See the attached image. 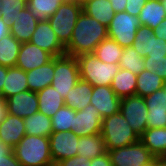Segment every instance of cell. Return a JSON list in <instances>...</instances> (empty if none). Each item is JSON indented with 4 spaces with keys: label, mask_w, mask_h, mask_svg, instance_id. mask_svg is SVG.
I'll list each match as a JSON object with an SVG mask.
<instances>
[{
    "label": "cell",
    "mask_w": 166,
    "mask_h": 166,
    "mask_svg": "<svg viewBox=\"0 0 166 166\" xmlns=\"http://www.w3.org/2000/svg\"><path fill=\"white\" fill-rule=\"evenodd\" d=\"M108 38V28L83 11L78 16L69 44L65 47L66 55L78 57L93 53L97 45Z\"/></svg>",
    "instance_id": "obj_1"
},
{
    "label": "cell",
    "mask_w": 166,
    "mask_h": 166,
    "mask_svg": "<svg viewBox=\"0 0 166 166\" xmlns=\"http://www.w3.org/2000/svg\"><path fill=\"white\" fill-rule=\"evenodd\" d=\"M16 159L23 166H47L53 162L49 137L25 135L13 148Z\"/></svg>",
    "instance_id": "obj_2"
},
{
    "label": "cell",
    "mask_w": 166,
    "mask_h": 166,
    "mask_svg": "<svg viewBox=\"0 0 166 166\" xmlns=\"http://www.w3.org/2000/svg\"><path fill=\"white\" fill-rule=\"evenodd\" d=\"M101 135L106 151L128 146L139 140L124 116L119 112L102 119Z\"/></svg>",
    "instance_id": "obj_3"
},
{
    "label": "cell",
    "mask_w": 166,
    "mask_h": 166,
    "mask_svg": "<svg viewBox=\"0 0 166 166\" xmlns=\"http://www.w3.org/2000/svg\"><path fill=\"white\" fill-rule=\"evenodd\" d=\"M79 64L80 79L89 82L92 86H111L113 77L120 70L117 63H105L99 60L94 53L76 57Z\"/></svg>",
    "instance_id": "obj_4"
},
{
    "label": "cell",
    "mask_w": 166,
    "mask_h": 166,
    "mask_svg": "<svg viewBox=\"0 0 166 166\" xmlns=\"http://www.w3.org/2000/svg\"><path fill=\"white\" fill-rule=\"evenodd\" d=\"M81 12V3L65 0L56 12L47 19L64 47L71 40L73 29Z\"/></svg>",
    "instance_id": "obj_5"
},
{
    "label": "cell",
    "mask_w": 166,
    "mask_h": 166,
    "mask_svg": "<svg viewBox=\"0 0 166 166\" xmlns=\"http://www.w3.org/2000/svg\"><path fill=\"white\" fill-rule=\"evenodd\" d=\"M80 80L78 60L74 56L54 57V77L51 86L65 99L70 89Z\"/></svg>",
    "instance_id": "obj_6"
},
{
    "label": "cell",
    "mask_w": 166,
    "mask_h": 166,
    "mask_svg": "<svg viewBox=\"0 0 166 166\" xmlns=\"http://www.w3.org/2000/svg\"><path fill=\"white\" fill-rule=\"evenodd\" d=\"M139 17L125 11L115 12L108 28V38L115 40L121 47L132 46L140 27Z\"/></svg>",
    "instance_id": "obj_7"
},
{
    "label": "cell",
    "mask_w": 166,
    "mask_h": 166,
    "mask_svg": "<svg viewBox=\"0 0 166 166\" xmlns=\"http://www.w3.org/2000/svg\"><path fill=\"white\" fill-rule=\"evenodd\" d=\"M107 152L112 166H142L155 158L140 140Z\"/></svg>",
    "instance_id": "obj_8"
},
{
    "label": "cell",
    "mask_w": 166,
    "mask_h": 166,
    "mask_svg": "<svg viewBox=\"0 0 166 166\" xmlns=\"http://www.w3.org/2000/svg\"><path fill=\"white\" fill-rule=\"evenodd\" d=\"M119 111L139 137L148 128V109L144 97L133 95L121 98Z\"/></svg>",
    "instance_id": "obj_9"
},
{
    "label": "cell",
    "mask_w": 166,
    "mask_h": 166,
    "mask_svg": "<svg viewBox=\"0 0 166 166\" xmlns=\"http://www.w3.org/2000/svg\"><path fill=\"white\" fill-rule=\"evenodd\" d=\"M132 47L143 58L166 56V40L157 38L153 30L147 26L138 27Z\"/></svg>",
    "instance_id": "obj_10"
},
{
    "label": "cell",
    "mask_w": 166,
    "mask_h": 166,
    "mask_svg": "<svg viewBox=\"0 0 166 166\" xmlns=\"http://www.w3.org/2000/svg\"><path fill=\"white\" fill-rule=\"evenodd\" d=\"M79 136L71 131L52 132L49 136L50 154L53 162L77 155Z\"/></svg>",
    "instance_id": "obj_11"
},
{
    "label": "cell",
    "mask_w": 166,
    "mask_h": 166,
    "mask_svg": "<svg viewBox=\"0 0 166 166\" xmlns=\"http://www.w3.org/2000/svg\"><path fill=\"white\" fill-rule=\"evenodd\" d=\"M29 42L50 53L53 57L66 54L65 47L58 40L48 20H42L37 23Z\"/></svg>",
    "instance_id": "obj_12"
},
{
    "label": "cell",
    "mask_w": 166,
    "mask_h": 166,
    "mask_svg": "<svg viewBox=\"0 0 166 166\" xmlns=\"http://www.w3.org/2000/svg\"><path fill=\"white\" fill-rule=\"evenodd\" d=\"M119 98L111 86H93L91 102L102 116V119L111 116L120 110Z\"/></svg>",
    "instance_id": "obj_13"
},
{
    "label": "cell",
    "mask_w": 166,
    "mask_h": 166,
    "mask_svg": "<svg viewBox=\"0 0 166 166\" xmlns=\"http://www.w3.org/2000/svg\"><path fill=\"white\" fill-rule=\"evenodd\" d=\"M54 57L30 42H23L20 46L19 54L16 61V67L25 72L45 65Z\"/></svg>",
    "instance_id": "obj_14"
},
{
    "label": "cell",
    "mask_w": 166,
    "mask_h": 166,
    "mask_svg": "<svg viewBox=\"0 0 166 166\" xmlns=\"http://www.w3.org/2000/svg\"><path fill=\"white\" fill-rule=\"evenodd\" d=\"M102 116L100 112L89 104L81 111H76L74 121V133L77 136H89L101 133Z\"/></svg>",
    "instance_id": "obj_15"
},
{
    "label": "cell",
    "mask_w": 166,
    "mask_h": 166,
    "mask_svg": "<svg viewBox=\"0 0 166 166\" xmlns=\"http://www.w3.org/2000/svg\"><path fill=\"white\" fill-rule=\"evenodd\" d=\"M147 104V127L165 128L166 127V91L161 89L144 97Z\"/></svg>",
    "instance_id": "obj_16"
},
{
    "label": "cell",
    "mask_w": 166,
    "mask_h": 166,
    "mask_svg": "<svg viewBox=\"0 0 166 166\" xmlns=\"http://www.w3.org/2000/svg\"><path fill=\"white\" fill-rule=\"evenodd\" d=\"M6 102L8 113L23 119L38 112L37 94L30 90L8 97Z\"/></svg>",
    "instance_id": "obj_17"
},
{
    "label": "cell",
    "mask_w": 166,
    "mask_h": 166,
    "mask_svg": "<svg viewBox=\"0 0 166 166\" xmlns=\"http://www.w3.org/2000/svg\"><path fill=\"white\" fill-rule=\"evenodd\" d=\"M25 135L24 119L7 113L6 118L0 123V140L14 148Z\"/></svg>",
    "instance_id": "obj_18"
},
{
    "label": "cell",
    "mask_w": 166,
    "mask_h": 166,
    "mask_svg": "<svg viewBox=\"0 0 166 166\" xmlns=\"http://www.w3.org/2000/svg\"><path fill=\"white\" fill-rule=\"evenodd\" d=\"M38 22L39 20L26 7L19 12L14 24L10 26L11 35L21 43L29 42Z\"/></svg>",
    "instance_id": "obj_19"
},
{
    "label": "cell",
    "mask_w": 166,
    "mask_h": 166,
    "mask_svg": "<svg viewBox=\"0 0 166 166\" xmlns=\"http://www.w3.org/2000/svg\"><path fill=\"white\" fill-rule=\"evenodd\" d=\"M38 97V111L52 118L55 113L65 105L63 96L50 86L36 92Z\"/></svg>",
    "instance_id": "obj_20"
},
{
    "label": "cell",
    "mask_w": 166,
    "mask_h": 166,
    "mask_svg": "<svg viewBox=\"0 0 166 166\" xmlns=\"http://www.w3.org/2000/svg\"><path fill=\"white\" fill-rule=\"evenodd\" d=\"M139 140L156 158H166V127L147 128Z\"/></svg>",
    "instance_id": "obj_21"
},
{
    "label": "cell",
    "mask_w": 166,
    "mask_h": 166,
    "mask_svg": "<svg viewBox=\"0 0 166 166\" xmlns=\"http://www.w3.org/2000/svg\"><path fill=\"white\" fill-rule=\"evenodd\" d=\"M26 75L28 89L32 92H38L50 86L54 77V58L45 65L27 71Z\"/></svg>",
    "instance_id": "obj_22"
},
{
    "label": "cell",
    "mask_w": 166,
    "mask_h": 166,
    "mask_svg": "<svg viewBox=\"0 0 166 166\" xmlns=\"http://www.w3.org/2000/svg\"><path fill=\"white\" fill-rule=\"evenodd\" d=\"M93 86L82 79H80L70 92L66 95L64 103L73 110L81 111L91 102V93Z\"/></svg>",
    "instance_id": "obj_23"
},
{
    "label": "cell",
    "mask_w": 166,
    "mask_h": 166,
    "mask_svg": "<svg viewBox=\"0 0 166 166\" xmlns=\"http://www.w3.org/2000/svg\"><path fill=\"white\" fill-rule=\"evenodd\" d=\"M27 90L29 89L26 72L16 66L8 67L0 96L6 100L8 97Z\"/></svg>",
    "instance_id": "obj_24"
},
{
    "label": "cell",
    "mask_w": 166,
    "mask_h": 166,
    "mask_svg": "<svg viewBox=\"0 0 166 166\" xmlns=\"http://www.w3.org/2000/svg\"><path fill=\"white\" fill-rule=\"evenodd\" d=\"M82 11L106 27L109 26L115 15L110 0H86L82 4Z\"/></svg>",
    "instance_id": "obj_25"
},
{
    "label": "cell",
    "mask_w": 166,
    "mask_h": 166,
    "mask_svg": "<svg viewBox=\"0 0 166 166\" xmlns=\"http://www.w3.org/2000/svg\"><path fill=\"white\" fill-rule=\"evenodd\" d=\"M165 18L166 12L161 0H147L140 11L139 22L140 25L147 26L154 30L160 26Z\"/></svg>",
    "instance_id": "obj_26"
},
{
    "label": "cell",
    "mask_w": 166,
    "mask_h": 166,
    "mask_svg": "<svg viewBox=\"0 0 166 166\" xmlns=\"http://www.w3.org/2000/svg\"><path fill=\"white\" fill-rule=\"evenodd\" d=\"M137 75L120 68L113 77L111 88L119 98L136 95Z\"/></svg>",
    "instance_id": "obj_27"
},
{
    "label": "cell",
    "mask_w": 166,
    "mask_h": 166,
    "mask_svg": "<svg viewBox=\"0 0 166 166\" xmlns=\"http://www.w3.org/2000/svg\"><path fill=\"white\" fill-rule=\"evenodd\" d=\"M106 152L104 139L101 133L79 137L77 154L89 159H93Z\"/></svg>",
    "instance_id": "obj_28"
},
{
    "label": "cell",
    "mask_w": 166,
    "mask_h": 166,
    "mask_svg": "<svg viewBox=\"0 0 166 166\" xmlns=\"http://www.w3.org/2000/svg\"><path fill=\"white\" fill-rule=\"evenodd\" d=\"M24 127L27 135L49 137L53 132L51 118L39 111L24 118Z\"/></svg>",
    "instance_id": "obj_29"
},
{
    "label": "cell",
    "mask_w": 166,
    "mask_h": 166,
    "mask_svg": "<svg viewBox=\"0 0 166 166\" xmlns=\"http://www.w3.org/2000/svg\"><path fill=\"white\" fill-rule=\"evenodd\" d=\"M165 81L156 73L142 70L137 75L136 95L146 97L164 87Z\"/></svg>",
    "instance_id": "obj_30"
},
{
    "label": "cell",
    "mask_w": 166,
    "mask_h": 166,
    "mask_svg": "<svg viewBox=\"0 0 166 166\" xmlns=\"http://www.w3.org/2000/svg\"><path fill=\"white\" fill-rule=\"evenodd\" d=\"M124 51L115 40L106 38L101 41L94 50V55L105 63H119Z\"/></svg>",
    "instance_id": "obj_31"
},
{
    "label": "cell",
    "mask_w": 166,
    "mask_h": 166,
    "mask_svg": "<svg viewBox=\"0 0 166 166\" xmlns=\"http://www.w3.org/2000/svg\"><path fill=\"white\" fill-rule=\"evenodd\" d=\"M21 42L11 34L0 40V65L6 67L16 66Z\"/></svg>",
    "instance_id": "obj_32"
},
{
    "label": "cell",
    "mask_w": 166,
    "mask_h": 166,
    "mask_svg": "<svg viewBox=\"0 0 166 166\" xmlns=\"http://www.w3.org/2000/svg\"><path fill=\"white\" fill-rule=\"evenodd\" d=\"M65 0H27V7L39 21L51 17Z\"/></svg>",
    "instance_id": "obj_33"
},
{
    "label": "cell",
    "mask_w": 166,
    "mask_h": 166,
    "mask_svg": "<svg viewBox=\"0 0 166 166\" xmlns=\"http://www.w3.org/2000/svg\"><path fill=\"white\" fill-rule=\"evenodd\" d=\"M76 110H73L69 106L64 105L61 107L54 116H52V128L53 132H73Z\"/></svg>",
    "instance_id": "obj_34"
},
{
    "label": "cell",
    "mask_w": 166,
    "mask_h": 166,
    "mask_svg": "<svg viewBox=\"0 0 166 166\" xmlns=\"http://www.w3.org/2000/svg\"><path fill=\"white\" fill-rule=\"evenodd\" d=\"M118 64L120 68L129 70L135 75H138L145 67L144 58L132 46L124 47Z\"/></svg>",
    "instance_id": "obj_35"
},
{
    "label": "cell",
    "mask_w": 166,
    "mask_h": 166,
    "mask_svg": "<svg viewBox=\"0 0 166 166\" xmlns=\"http://www.w3.org/2000/svg\"><path fill=\"white\" fill-rule=\"evenodd\" d=\"M26 7L27 0H0V17L11 26L19 12Z\"/></svg>",
    "instance_id": "obj_36"
},
{
    "label": "cell",
    "mask_w": 166,
    "mask_h": 166,
    "mask_svg": "<svg viewBox=\"0 0 166 166\" xmlns=\"http://www.w3.org/2000/svg\"><path fill=\"white\" fill-rule=\"evenodd\" d=\"M144 69L156 73L164 81H166V57H151L144 58Z\"/></svg>",
    "instance_id": "obj_37"
},
{
    "label": "cell",
    "mask_w": 166,
    "mask_h": 166,
    "mask_svg": "<svg viewBox=\"0 0 166 166\" xmlns=\"http://www.w3.org/2000/svg\"><path fill=\"white\" fill-rule=\"evenodd\" d=\"M0 166H23L14 156L13 148L0 140Z\"/></svg>",
    "instance_id": "obj_38"
},
{
    "label": "cell",
    "mask_w": 166,
    "mask_h": 166,
    "mask_svg": "<svg viewBox=\"0 0 166 166\" xmlns=\"http://www.w3.org/2000/svg\"><path fill=\"white\" fill-rule=\"evenodd\" d=\"M57 166H90L91 159L78 154L71 158H66L56 163Z\"/></svg>",
    "instance_id": "obj_39"
},
{
    "label": "cell",
    "mask_w": 166,
    "mask_h": 166,
    "mask_svg": "<svg viewBox=\"0 0 166 166\" xmlns=\"http://www.w3.org/2000/svg\"><path fill=\"white\" fill-rule=\"evenodd\" d=\"M147 0H127L125 12L139 17L140 11L144 7Z\"/></svg>",
    "instance_id": "obj_40"
},
{
    "label": "cell",
    "mask_w": 166,
    "mask_h": 166,
    "mask_svg": "<svg viewBox=\"0 0 166 166\" xmlns=\"http://www.w3.org/2000/svg\"><path fill=\"white\" fill-rule=\"evenodd\" d=\"M90 166H112L108 152L93 158Z\"/></svg>",
    "instance_id": "obj_41"
},
{
    "label": "cell",
    "mask_w": 166,
    "mask_h": 166,
    "mask_svg": "<svg viewBox=\"0 0 166 166\" xmlns=\"http://www.w3.org/2000/svg\"><path fill=\"white\" fill-rule=\"evenodd\" d=\"M155 36L166 40V18L161 22L160 26L153 30Z\"/></svg>",
    "instance_id": "obj_42"
},
{
    "label": "cell",
    "mask_w": 166,
    "mask_h": 166,
    "mask_svg": "<svg viewBox=\"0 0 166 166\" xmlns=\"http://www.w3.org/2000/svg\"><path fill=\"white\" fill-rule=\"evenodd\" d=\"M110 2L115 12L125 11L127 0H110Z\"/></svg>",
    "instance_id": "obj_43"
},
{
    "label": "cell",
    "mask_w": 166,
    "mask_h": 166,
    "mask_svg": "<svg viewBox=\"0 0 166 166\" xmlns=\"http://www.w3.org/2000/svg\"><path fill=\"white\" fill-rule=\"evenodd\" d=\"M10 34V26L0 17V40Z\"/></svg>",
    "instance_id": "obj_44"
},
{
    "label": "cell",
    "mask_w": 166,
    "mask_h": 166,
    "mask_svg": "<svg viewBox=\"0 0 166 166\" xmlns=\"http://www.w3.org/2000/svg\"><path fill=\"white\" fill-rule=\"evenodd\" d=\"M7 113V102L0 96V123L6 118Z\"/></svg>",
    "instance_id": "obj_45"
},
{
    "label": "cell",
    "mask_w": 166,
    "mask_h": 166,
    "mask_svg": "<svg viewBox=\"0 0 166 166\" xmlns=\"http://www.w3.org/2000/svg\"><path fill=\"white\" fill-rule=\"evenodd\" d=\"M8 67L0 65V95L2 94L3 84L6 79Z\"/></svg>",
    "instance_id": "obj_46"
},
{
    "label": "cell",
    "mask_w": 166,
    "mask_h": 166,
    "mask_svg": "<svg viewBox=\"0 0 166 166\" xmlns=\"http://www.w3.org/2000/svg\"><path fill=\"white\" fill-rule=\"evenodd\" d=\"M156 166H166V158H156Z\"/></svg>",
    "instance_id": "obj_47"
},
{
    "label": "cell",
    "mask_w": 166,
    "mask_h": 166,
    "mask_svg": "<svg viewBox=\"0 0 166 166\" xmlns=\"http://www.w3.org/2000/svg\"><path fill=\"white\" fill-rule=\"evenodd\" d=\"M142 166H156V157L151 162L144 164Z\"/></svg>",
    "instance_id": "obj_48"
},
{
    "label": "cell",
    "mask_w": 166,
    "mask_h": 166,
    "mask_svg": "<svg viewBox=\"0 0 166 166\" xmlns=\"http://www.w3.org/2000/svg\"><path fill=\"white\" fill-rule=\"evenodd\" d=\"M69 1H74L83 4L86 0H69Z\"/></svg>",
    "instance_id": "obj_49"
},
{
    "label": "cell",
    "mask_w": 166,
    "mask_h": 166,
    "mask_svg": "<svg viewBox=\"0 0 166 166\" xmlns=\"http://www.w3.org/2000/svg\"><path fill=\"white\" fill-rule=\"evenodd\" d=\"M161 2H162V4H163L164 10H165V12H166V0H161Z\"/></svg>",
    "instance_id": "obj_50"
},
{
    "label": "cell",
    "mask_w": 166,
    "mask_h": 166,
    "mask_svg": "<svg viewBox=\"0 0 166 166\" xmlns=\"http://www.w3.org/2000/svg\"><path fill=\"white\" fill-rule=\"evenodd\" d=\"M47 166H57L55 163H52L50 165H47Z\"/></svg>",
    "instance_id": "obj_51"
},
{
    "label": "cell",
    "mask_w": 166,
    "mask_h": 166,
    "mask_svg": "<svg viewBox=\"0 0 166 166\" xmlns=\"http://www.w3.org/2000/svg\"><path fill=\"white\" fill-rule=\"evenodd\" d=\"M164 89H165V91H166V81H165V83H164V87H163Z\"/></svg>",
    "instance_id": "obj_52"
}]
</instances>
